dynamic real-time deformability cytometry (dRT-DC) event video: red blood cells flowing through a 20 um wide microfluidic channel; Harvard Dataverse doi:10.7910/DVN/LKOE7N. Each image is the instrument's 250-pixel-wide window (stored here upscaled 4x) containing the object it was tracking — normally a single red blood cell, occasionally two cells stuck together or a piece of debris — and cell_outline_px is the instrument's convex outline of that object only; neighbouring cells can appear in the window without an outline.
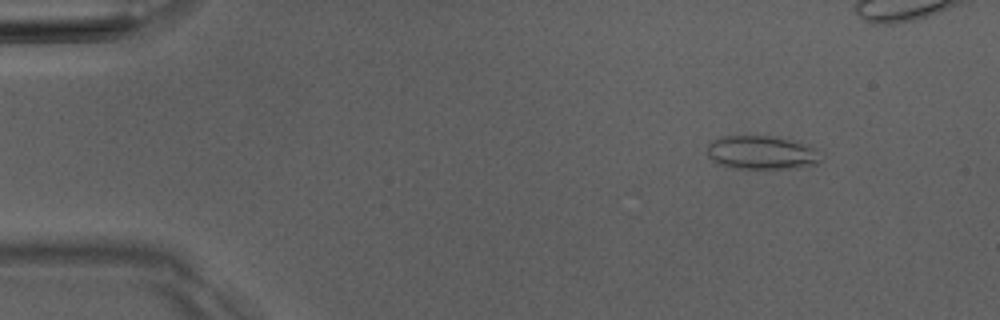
{"species": "Egyptian fruit bat (a non-hibernating species)", "species_latin": "Rousettus aegyptiacus", "temperature_condition": "room temperature", "stored_images_in_passage": 7, "camera_frame_rate_fps": 3000, "um_per_image_px": 0.085, "animal": {"sex": "male"}, "frame": {"image": 1, "passage_image": 2, "time_ms": 1.333, "image_size_px": [1000, 320], "cell_outline_px": [[824, 160], [816, 164], [792, 168], [736, 168], [720, 164], [712, 160], [708, 156], [708, 144], [720, 136], [776, 136], [808, 144], [816, 148], [824, 156]], "centroid_in_image_um": [64.82, 12.96], "position_along_channel_um": 20.2, "area_um2": 22.48}}